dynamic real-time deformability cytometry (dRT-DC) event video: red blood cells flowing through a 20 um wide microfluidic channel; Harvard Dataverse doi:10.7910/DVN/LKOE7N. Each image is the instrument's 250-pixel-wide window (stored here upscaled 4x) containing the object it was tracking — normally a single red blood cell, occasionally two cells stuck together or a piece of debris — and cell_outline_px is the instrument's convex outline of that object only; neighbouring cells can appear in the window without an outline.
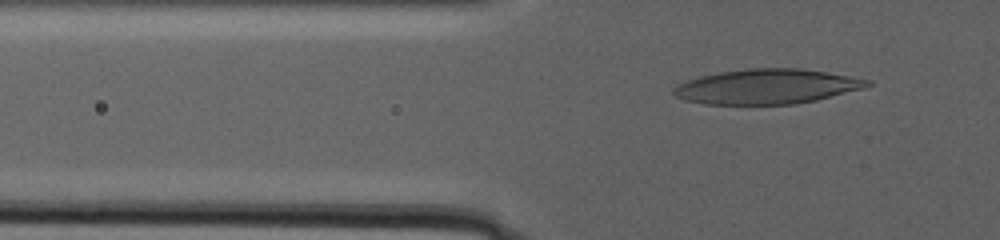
{"species": "human", "species_latin": "Homo sapiens", "temperature_condition": "warm", "stored_images_in_passage": 83, "camera_frame_rate_fps": 3000, "um_per_image_px": 0.085, "donor": {"sex": "male"}, "frame": {"image": 1, "passage_image": 27, "time_ms": 8.667, "image_size_px": [1000, 240], "cell_outline_px": [[872, 84], [864, 88], [816, 100], [792, 104], [704, 104], [684, 100], [676, 96], [672, 92], [672, 88], [676, 84], [700, 76], [720, 72], [748, 68], [800, 68], [872, 80]], "centroid_in_image_um": [65.15, 7.35], "position_along_channel_um": 60.7, "area_um2": 39.25}}
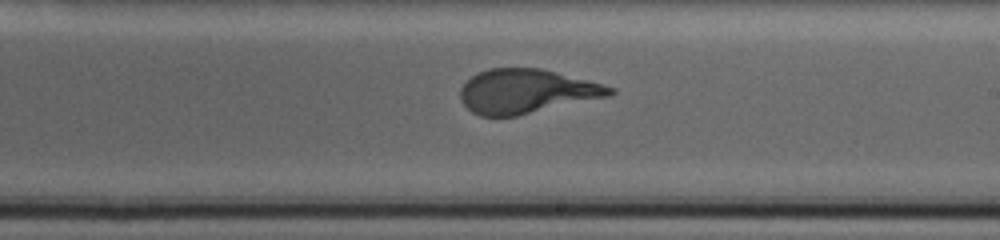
{"frame": {"image": 2, "passage_image": 57, "time_ms": 18.667, "image_size_px": [1000, 240], "cell_outline_px": [[616, 92], [612, 96], [516, 116], [480, 116], [472, 112], [460, 100], [460, 88], [476, 72], [488, 68], [544, 68], [604, 84], [616, 88]], "centroid_in_image_um": [44.79, 7.75], "position_along_channel_um": 244.2, "area_um2": 38.96}}
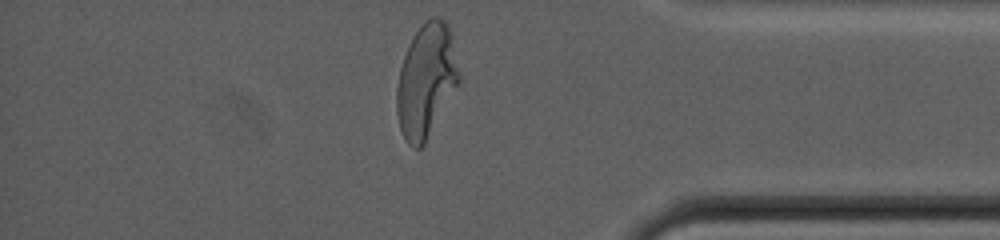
{"frame": {"image": 3, "passage_image": 82, "time_ms": 27.0, "image_size_px": [1000, 240], "cell_outline_px": [[460, 80], [424, 144], [420, 148], [416, 148], [408, 144], [400, 128], [396, 112], [396, 88], [400, 68], [404, 56], [416, 32], [424, 20], [432, 16], [440, 16], [444, 20], [452, 36], [460, 76]], "centroid_in_image_um": [36.21, 6.83], "position_along_channel_um": 399.0, "area_um2": 40.69}}